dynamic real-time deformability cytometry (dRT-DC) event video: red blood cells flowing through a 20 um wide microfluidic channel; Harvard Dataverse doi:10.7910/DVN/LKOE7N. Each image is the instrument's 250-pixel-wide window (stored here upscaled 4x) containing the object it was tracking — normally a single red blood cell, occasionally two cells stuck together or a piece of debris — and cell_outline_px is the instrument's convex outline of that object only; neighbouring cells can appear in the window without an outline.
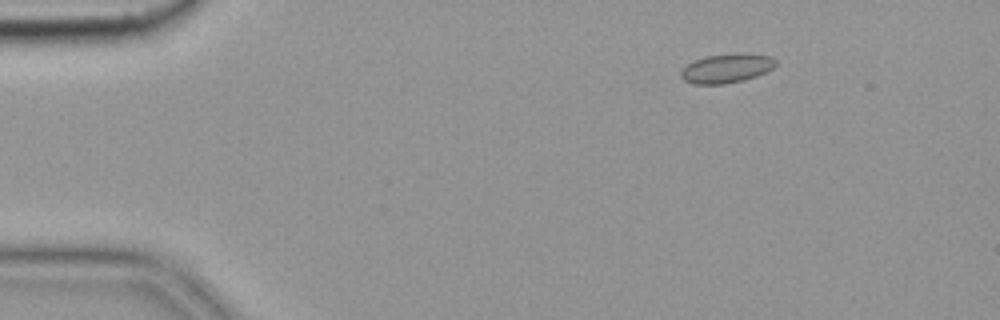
{"species": "common noctule bat (a hibernating species)", "species_latin": "Nyctalus noctula", "temperature_condition": "cold", "stored_images_in_passage": 7, "camera_frame_rate_fps": 3000, "um_per_image_px": 0.085, "animal": {"sex": "female", "body_mass_g": 19.9}, "frame": {"image": 1, "passage_image": 3, "time_ms": 0.667, "image_size_px": [1000, 320], "cell_outline_px": [[776, 64], [772, 68], [756, 76], [744, 80], [724, 84], [696, 84], [684, 80], [680, 76], [680, 72], [692, 60], [704, 56], [736, 52], [744, 52], [772, 56], [776, 60]], "centroid_in_image_um": [61.76, 5.78], "position_along_channel_um": 23.2, "area_um2": 16.36}}